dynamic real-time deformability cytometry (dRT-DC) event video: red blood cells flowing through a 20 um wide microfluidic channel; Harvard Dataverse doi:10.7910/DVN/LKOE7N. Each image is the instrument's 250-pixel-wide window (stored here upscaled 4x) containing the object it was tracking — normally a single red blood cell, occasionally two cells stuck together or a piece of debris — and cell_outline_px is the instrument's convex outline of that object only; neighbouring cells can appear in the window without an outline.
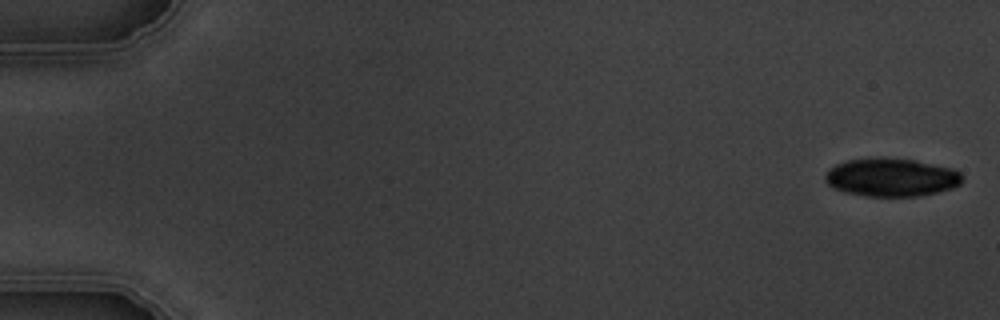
{"species": "common noctule bat (a hibernating species)", "species_latin": "Nyctalus noctula", "temperature_condition": "warm", "stored_images_in_passage": 11, "camera_frame_rate_fps": 3000, "um_per_image_px": 0.085, "animal": {"sex": "male", "body_mass_g": 19.5, "forearm_length_mm": 54.6}, "frame": {"image": 1, "passage_image": 1, "time_ms": 0.0, "image_size_px": [1000, 320], "cell_outline_px": [[964, 180], [960, 184], [952, 188], [936, 192], [916, 196], [864, 196], [844, 192], [832, 188], [824, 180], [824, 176], [836, 164], [848, 160], [880, 156], [916, 160], [952, 168], [960, 172], [964, 176]], "centroid_in_image_um": [75.77, 15.06], "position_along_channel_um": 9.2, "area_um2": 30.87}}
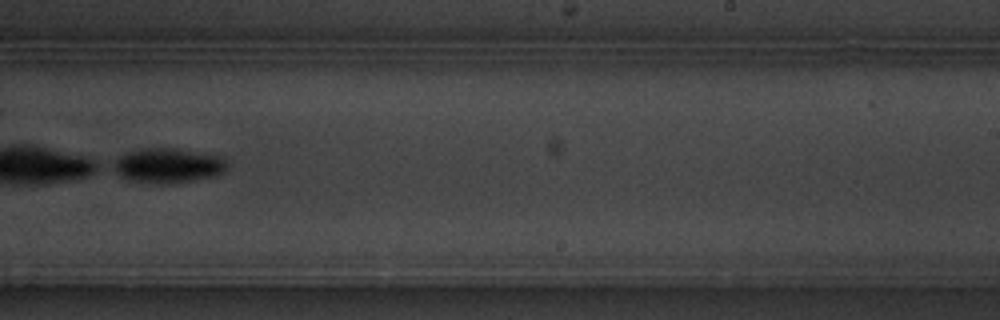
{"frame": {"image": 2, "passage_image": 10, "time_ms": 11.333, "image_size_px": [1000, 320], "cell_outline_px": [[228, 168], [224, 172], [216, 176], [176, 184], [156, 184], [128, 180], [120, 176], [108, 168], [108, 164], [120, 156], [128, 152], [140, 148], [176, 148], [224, 156], [228, 164]], "centroid_in_image_um": [14.26, 14.08], "position_along_channel_um": 274.7, "area_um2": 23.99}}